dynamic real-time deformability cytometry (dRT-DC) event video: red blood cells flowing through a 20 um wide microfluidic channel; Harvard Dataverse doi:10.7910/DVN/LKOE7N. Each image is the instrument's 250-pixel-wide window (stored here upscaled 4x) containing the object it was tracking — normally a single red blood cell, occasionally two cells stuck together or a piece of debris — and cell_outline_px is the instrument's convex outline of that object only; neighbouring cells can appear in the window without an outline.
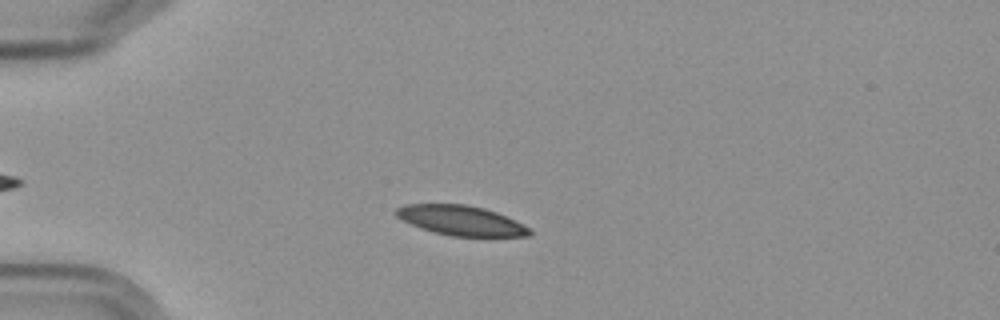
{"species": "Egyptian fruit bat (a non-hibernating species)", "species_latin": "Rousettus aegyptiacus", "temperature_condition": "cold", "stored_images_in_passage": 4, "camera_frame_rate_fps": 3000, "um_per_image_px": 0.085, "frame": {"image": 1, "passage_image": 1, "time_ms": 0.0, "image_size_px": [1000, 320], "cell_outline_px": [[532, 232], [528, 236], [452, 236], [420, 228], [396, 216], [392, 212], [396, 208], [404, 204], [464, 204], [484, 208], [496, 212], [516, 220], [528, 228]], "centroid_in_image_um": [39.16, 18.73], "position_along_channel_um": 45.8, "area_um2": 23.0}}
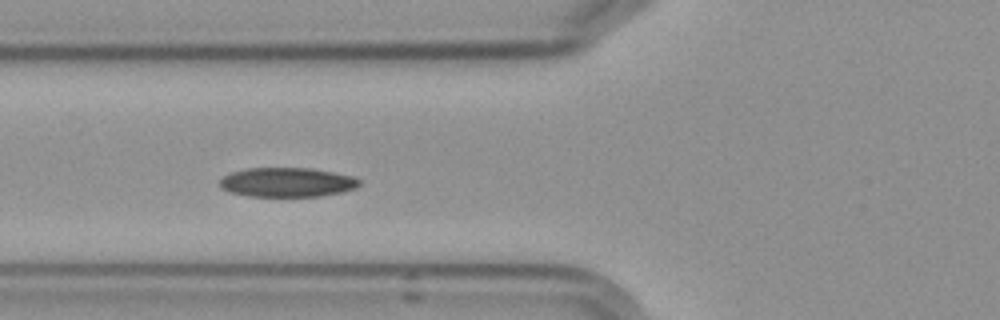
{"frame": {"image": 2, "passage_image": 3, "time_ms": 2.333, "image_size_px": [1000, 320], "cell_outline_px": [[360, 184], [356, 188], [344, 192], [320, 196], [248, 196], [228, 192], [220, 188], [220, 180], [224, 176], [232, 172], [248, 168], [312, 168], [352, 176], [360, 180]], "centroid_in_image_um": [24.4, 15.5], "position_along_channel_um": 101.4, "area_um2": 23.93}}